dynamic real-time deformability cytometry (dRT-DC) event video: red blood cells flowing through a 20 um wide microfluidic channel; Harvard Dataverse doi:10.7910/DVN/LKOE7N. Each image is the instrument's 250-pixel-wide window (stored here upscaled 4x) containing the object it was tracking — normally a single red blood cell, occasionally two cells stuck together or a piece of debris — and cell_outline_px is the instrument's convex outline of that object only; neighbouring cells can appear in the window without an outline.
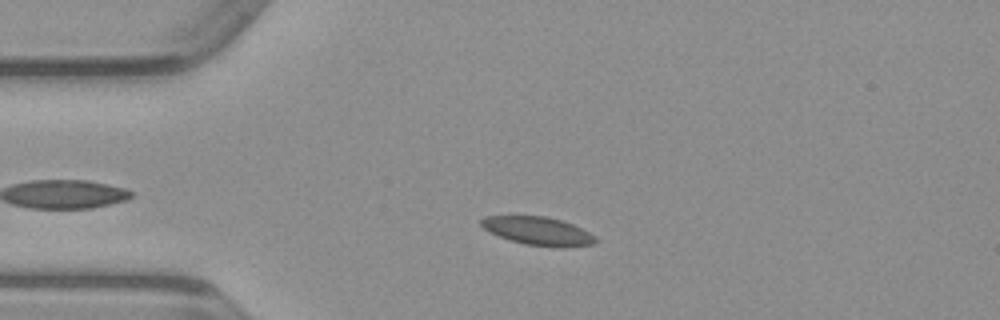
{"species": "common noctule bat (a hibernating species)", "species_latin": "Nyctalus noctula", "temperature_condition": "warm", "stored_images_in_passage": 42, "camera_frame_rate_fps": 3000, "um_per_image_px": 0.085, "animal": {"sex": "male", "body_mass_g": 23.1, "forearm_length_mm": 52.7}, "frame": {"image": 1, "passage_image": 10, "time_ms": 3.0, "image_size_px": [1000, 320], "cell_outline_px": [[596, 240], [592, 244], [560, 248], [524, 244], [500, 236], [484, 228], [480, 224], [480, 220], [484, 216], [548, 216], [572, 224], [596, 236]], "centroid_in_image_um": [45.74, 19.63], "position_along_channel_um": 39.3, "area_um2": 18.61}}
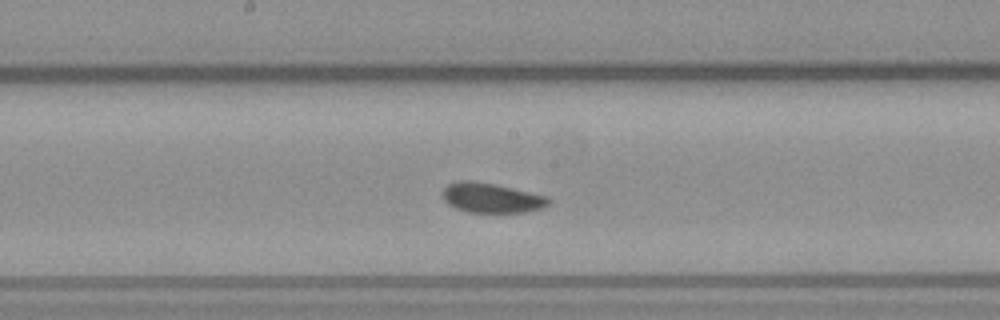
{"frame": {"image": 2, "passage_image": 24, "time_ms": 7.667, "image_size_px": [1000, 320], "cell_outline_px": [[548, 204], [544, 208], [528, 212], [468, 212], [456, 208], [448, 204], [444, 200], [444, 188], [448, 184], [456, 180], [472, 180], [512, 188], [548, 196]], "centroid_in_image_um": [41.77, 16.82], "position_along_channel_um": 206.4, "area_um2": 18.26}}
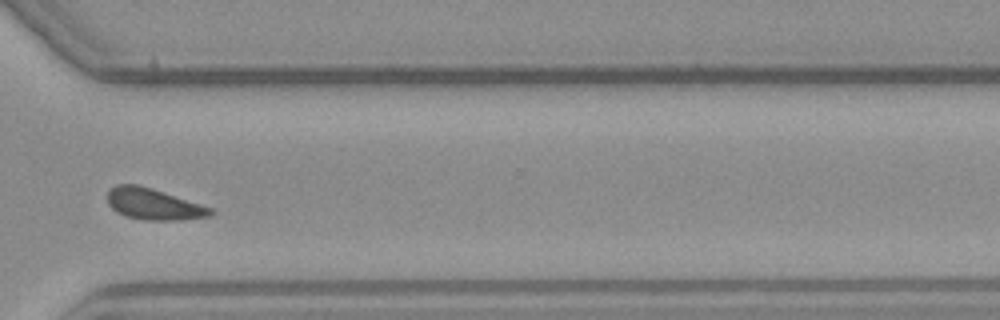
{"frame": {"image": 3, "passage_image": 35, "time_ms": 11.333, "image_size_px": [1000, 320], "cell_outline_px": [[216, 212], [212, 216], [180, 220], [144, 220], [124, 216], [116, 212], [108, 204], [108, 192], [116, 184], [140, 184], [212, 208]], "centroid_in_image_um": [13.06, 17.36], "position_along_channel_um": 357.5, "area_um2": 18.9}}